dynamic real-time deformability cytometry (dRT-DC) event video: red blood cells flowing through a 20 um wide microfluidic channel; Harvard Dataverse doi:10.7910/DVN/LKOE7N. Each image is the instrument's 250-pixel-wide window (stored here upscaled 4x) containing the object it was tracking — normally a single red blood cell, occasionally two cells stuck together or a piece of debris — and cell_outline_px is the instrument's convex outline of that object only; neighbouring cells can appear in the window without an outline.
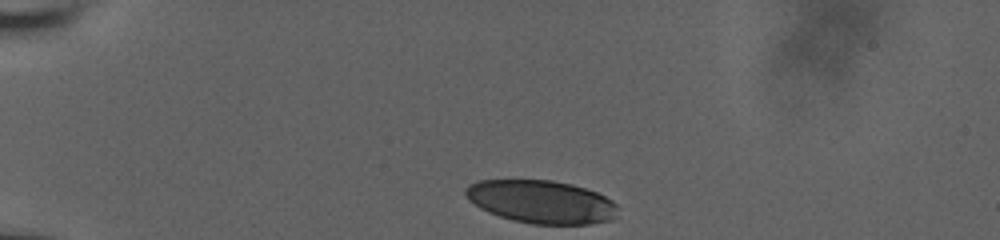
{"species": "human", "species_latin": "Homo sapiens", "temperature_condition": "room temperature", "stored_images_in_passage": 35, "camera_frame_rate_fps": 3000, "um_per_image_px": 0.085, "donor": {"sex": "male"}, "frame": {"image": 1, "passage_image": 1, "time_ms": 0.0, "image_size_px": [1000, 240], "cell_outline_px": [[620, 208], [616, 216], [612, 220], [588, 224], [532, 224], [512, 220], [488, 212], [480, 208], [468, 200], [464, 192], [464, 188], [468, 184], [480, 180], [552, 180], [572, 184], [596, 192], [612, 200]], "centroid_in_image_um": [46.01, 17.15], "position_along_channel_um": 39.0, "area_um2": 38.44}}
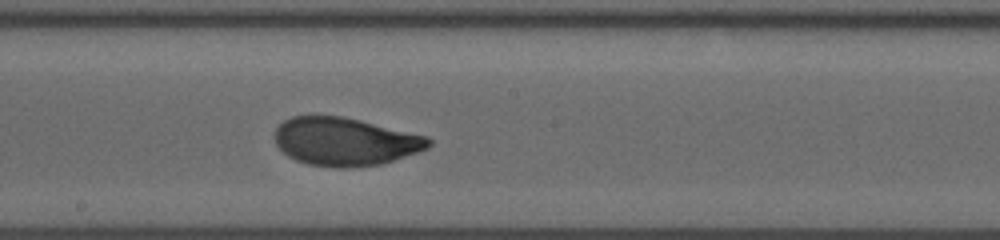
{"frame": {"image": 2, "passage_image": 20, "time_ms": 6.333, "image_size_px": [1000, 240], "cell_outline_px": [[432, 144], [428, 148], [380, 164], [356, 168], [336, 168], [308, 164], [296, 160], [288, 156], [276, 144], [276, 128], [284, 120], [292, 116], [344, 116], [428, 136], [432, 140]], "centroid_in_image_um": [29.34, 12.03], "position_along_channel_um": 218.9, "area_um2": 43.12}}
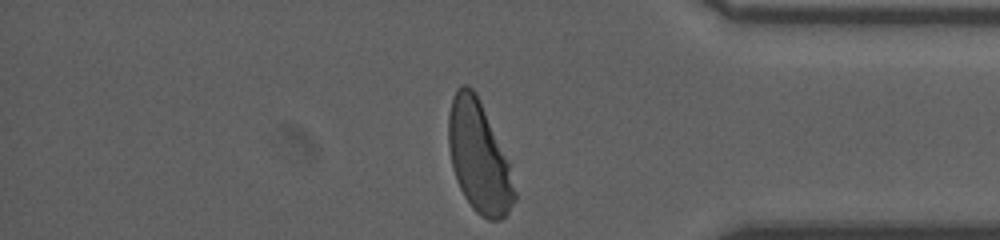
{"frame": {"image": 3, "passage_image": 35, "time_ms": 11.333, "image_size_px": [1000, 240], "cell_outline_px": [[516, 200], [508, 212], [500, 220], [488, 220], [480, 216], [472, 208], [464, 196], [456, 180], [452, 168], [448, 144], [448, 116], [452, 96], [456, 88], [460, 84], [468, 84], [476, 92], [508, 164], [516, 192]], "centroid_in_image_um": [40.66, 13.35], "position_along_channel_um": 394.5, "area_um2": 42.37}, "authors_computed_cell_mechanics": {"area_um2": 43.1766, "velocity_mm_per_s": 3.8189, "shape_relaxation_time_tau1_ms": 3.6935, "shape_relaxation_time_tau2_ms": null, "deformation_change_tau1": 0.1691, "deformation_change_tau2": null}}